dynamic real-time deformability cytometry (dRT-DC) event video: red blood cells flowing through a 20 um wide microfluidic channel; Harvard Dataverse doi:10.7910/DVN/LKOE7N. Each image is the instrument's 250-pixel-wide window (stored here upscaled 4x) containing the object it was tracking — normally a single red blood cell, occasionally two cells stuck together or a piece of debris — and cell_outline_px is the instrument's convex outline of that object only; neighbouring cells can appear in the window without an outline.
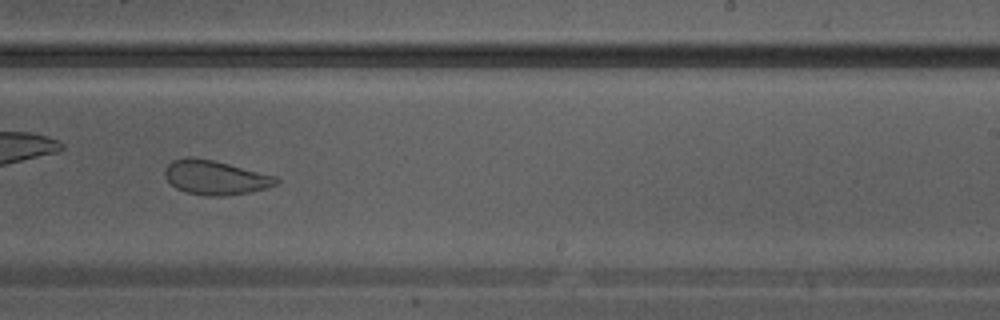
{"species": "Egyptian fruit bat (a non-hibernating species)", "species_latin": "Rousettus aegyptiacus", "temperature_condition": "warm", "stored_images_in_passage": 30, "camera_frame_rate_fps": 3000, "um_per_image_px": 0.085, "animal": {"sex": "male"}, "frame": {"image": 1, "passage_image": 18, "time_ms": 5.667, "image_size_px": [1000, 320], "cell_outline_px": [[280, 180], [276, 184], [264, 188], [248, 192], [224, 196], [208, 196], [184, 192], [176, 188], [164, 176], [164, 172], [168, 164], [172, 160], [184, 156], [192, 156], [212, 160], [276, 176]], "centroid_in_image_um": [18.25, 15.08], "position_along_channel_um": 270.8, "area_um2": 22.14}}